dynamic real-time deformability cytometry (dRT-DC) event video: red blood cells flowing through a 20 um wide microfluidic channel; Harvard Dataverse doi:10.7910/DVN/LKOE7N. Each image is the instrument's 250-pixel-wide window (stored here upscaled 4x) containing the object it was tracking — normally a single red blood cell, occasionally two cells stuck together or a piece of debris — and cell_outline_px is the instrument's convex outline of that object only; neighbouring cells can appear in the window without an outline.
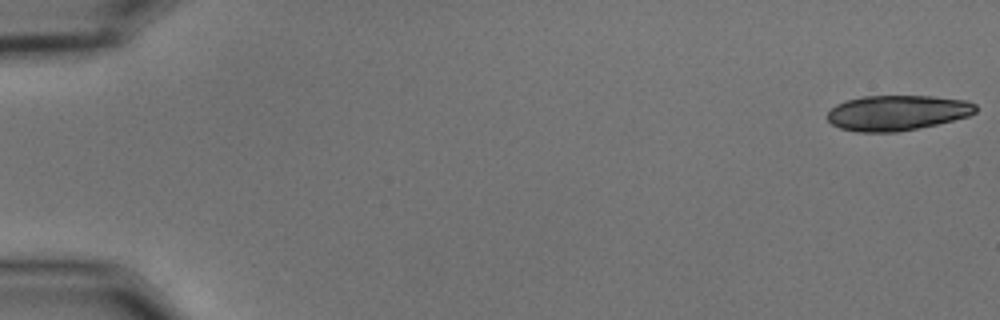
{"species": "common noctule bat (a hibernating species)", "species_latin": "Nyctalus noctula", "temperature_condition": "cold", "stored_images_in_passage": 14, "camera_frame_rate_fps": 3000, "um_per_image_px": 0.085, "animal": {"sex": "male", "body_mass_g": 15.6}, "frame": {"image": 1, "passage_image": 1, "time_ms": 0.0, "image_size_px": [1000, 320], "cell_outline_px": [[976, 112], [968, 116], [936, 124], [896, 132], [856, 132], [840, 128], [832, 124], [828, 120], [828, 112], [836, 104], [848, 100], [864, 96], [932, 96], [968, 100], [976, 104]], "centroid_in_image_um": [76.27, 9.58], "position_along_channel_um": 8.7, "area_um2": 30.35}}